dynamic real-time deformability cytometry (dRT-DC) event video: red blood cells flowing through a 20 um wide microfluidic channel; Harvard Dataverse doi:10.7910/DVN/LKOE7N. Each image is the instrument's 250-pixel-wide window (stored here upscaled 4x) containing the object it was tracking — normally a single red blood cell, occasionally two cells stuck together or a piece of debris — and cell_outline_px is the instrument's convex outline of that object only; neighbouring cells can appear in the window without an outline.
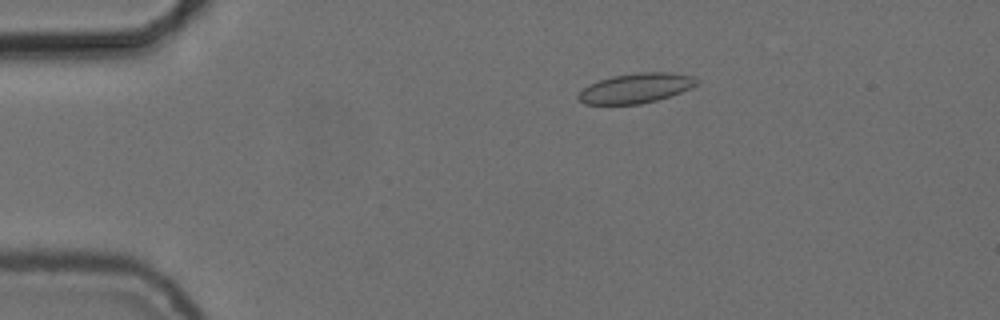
{"species": "common noctule bat (a hibernating species)", "species_latin": "Nyctalus noctula", "temperature_condition": "cold", "stored_images_in_passage": 46, "camera_frame_rate_fps": 3000, "um_per_image_px": 0.085, "animal": {"sex": "female", "body_mass_g": 24.6, "forearm_length_mm": 56.2}, "frame": {"image": 1, "passage_image": 1, "time_ms": 0.0, "image_size_px": [1000, 320], "cell_outline_px": [[700, 80], [696, 84], [680, 92], [656, 100], [640, 104], [584, 104], [576, 96], [588, 84], [612, 76], [636, 72], [668, 72], [692, 76]], "centroid_in_image_um": [54.01, 7.48], "position_along_channel_um": 31.0, "area_um2": 20.35}}
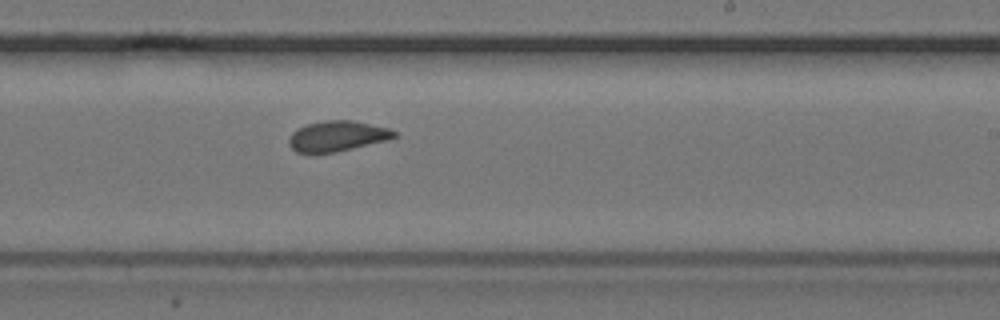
{"frame": {"image": 2, "passage_image": 24, "time_ms": 7.667, "image_size_px": [1000, 320], "cell_outline_px": [[400, 136], [388, 140], [336, 152], [296, 152], [288, 144], [288, 140], [292, 132], [296, 128], [308, 124], [324, 120], [352, 120], [388, 128], [396, 132]], "centroid_in_image_um": [28.68, 11.56], "position_along_channel_um": 260.3, "area_um2": 18.67}}
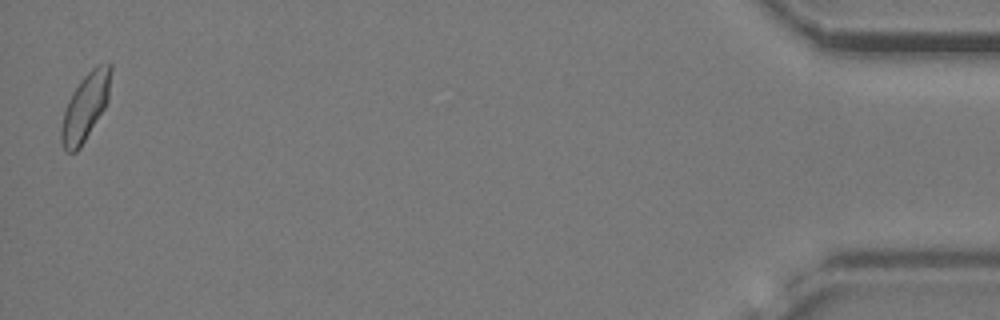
{"frame": {"image": 3, "passage_image": 45, "time_ms": 14.667, "image_size_px": [1000, 320], "cell_outline_px": [[112, 68], [108, 100], [104, 108], [80, 148], [76, 152], [64, 152], [60, 140], [60, 128], [64, 112], [68, 100], [72, 92], [80, 80], [96, 64], [112, 64]], "centroid_in_image_um": [7.23, 9.09], "position_along_channel_um": 428.0, "area_um2": 19.36}, "authors_computed_cell_mechanics": {"area_um2": 19.074, "velocity_mm_per_s": 3.71, "shape_relaxation_time_tau1_ms": null, "shape_relaxation_time_tau2_ms": 0.7573, "deformation_change_tau1": null, "deformation_change_tau2": 0.0439}}